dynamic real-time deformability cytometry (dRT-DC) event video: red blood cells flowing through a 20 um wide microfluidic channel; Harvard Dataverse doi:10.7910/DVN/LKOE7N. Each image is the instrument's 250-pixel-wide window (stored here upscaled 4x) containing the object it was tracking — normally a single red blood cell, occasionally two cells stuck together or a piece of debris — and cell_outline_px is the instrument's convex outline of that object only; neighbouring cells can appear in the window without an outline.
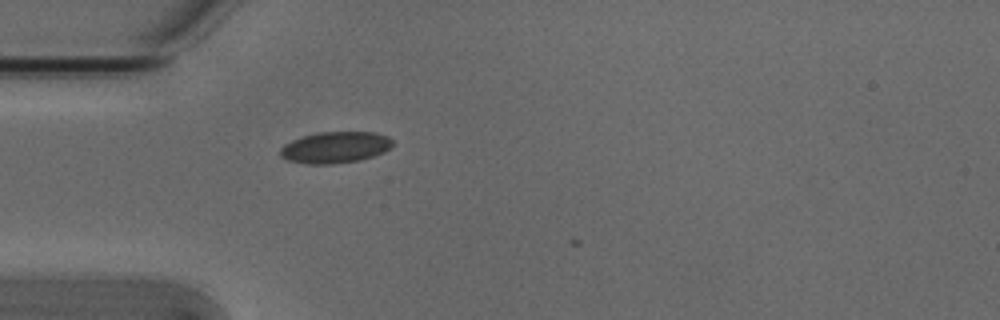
{"species": "Egyptian fruit bat (a non-hibernating species)", "species_latin": "Rousettus aegyptiacus", "temperature_condition": "cold", "stored_images_in_passage": 5, "camera_frame_rate_fps": 3000, "um_per_image_px": 0.085, "animal": {"sex": "male"}, "frame": {"image": 1, "passage_image": 1, "time_ms": 0.0, "image_size_px": [1000, 320], "cell_outline_px": [[392, 144], [384, 152], [372, 156], [356, 160], [332, 164], [308, 164], [288, 160], [280, 156], [280, 148], [284, 144], [292, 140], [304, 136], [320, 132], [376, 132], [388, 136], [392, 140]], "centroid_in_image_um": [28.47, 12.52], "position_along_channel_um": 56.5, "area_um2": 20.35}}
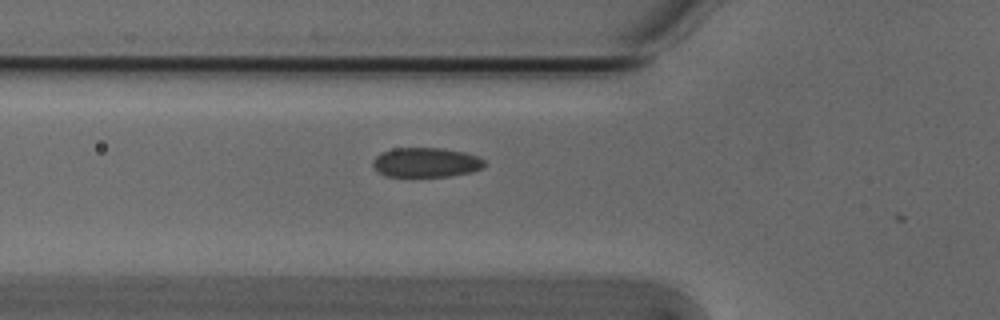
{"frame": {"image": 2, "passage_image": 4, "time_ms": 1.0, "image_size_px": [1000, 320], "cell_outline_px": [[484, 168], [472, 172], [452, 176], [388, 176], [380, 172], [372, 164], [376, 156], [380, 152], [396, 148], [444, 148], [464, 152], [476, 156], [484, 160]], "centroid_in_image_um": [36.24, 13.8], "position_along_channel_um": 89.6, "area_um2": 19.13}}